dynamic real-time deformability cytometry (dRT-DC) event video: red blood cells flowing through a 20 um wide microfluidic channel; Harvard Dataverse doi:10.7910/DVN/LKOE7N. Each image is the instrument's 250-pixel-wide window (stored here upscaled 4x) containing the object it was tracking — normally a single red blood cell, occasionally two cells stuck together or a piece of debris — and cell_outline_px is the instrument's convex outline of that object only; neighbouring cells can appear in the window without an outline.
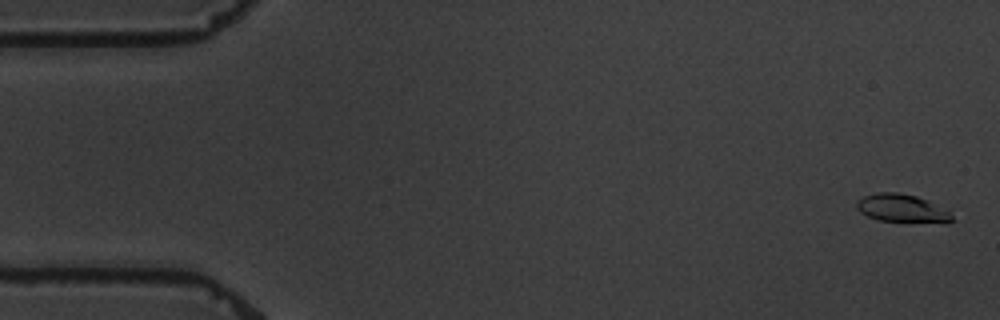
{"species": "common noctule bat (a hibernating species)", "species_latin": "Nyctalus noctula", "temperature_condition": "warm", "stored_images_in_passage": 7, "camera_frame_rate_fps": 3000, "um_per_image_px": 0.085, "animal": {"sex": "male", "body_mass_g": 19.5, "forearm_length_mm": 54.6}, "frame": {"image": 1, "passage_image": 1, "time_ms": 0.0, "image_size_px": [1000, 320], "cell_outline_px": [[956, 220], [948, 224], [944, 224], [880, 220], [868, 216], [860, 212], [856, 208], [856, 200], [864, 196], [876, 192], [896, 192], [916, 196], [948, 212]], "centroid_in_image_um": [76.66, 17.73], "position_along_channel_um": 8.3, "area_um2": 15.61}}
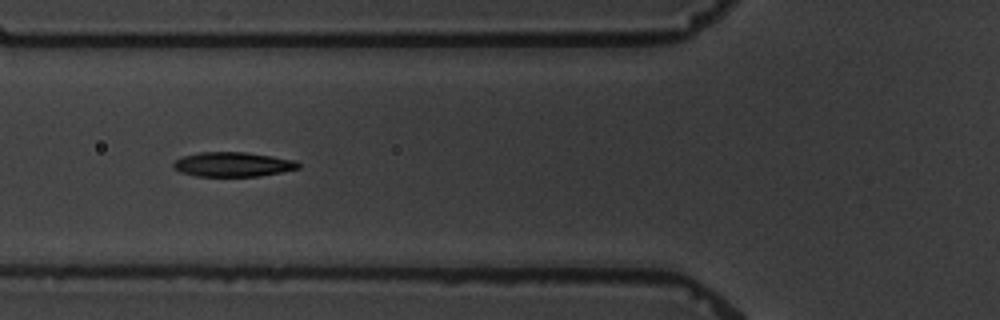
{"frame": {"image": 2, "passage_image": 6, "time_ms": 6.667, "image_size_px": [1000, 320], "cell_outline_px": [[300, 168], [260, 176], [196, 176], [180, 172], [172, 168], [172, 164], [180, 156], [200, 152], [244, 152], [272, 156], [296, 160], [300, 164]], "centroid_in_image_um": [19.76, 13.97], "position_along_channel_um": 106.0, "area_um2": 17.98}}
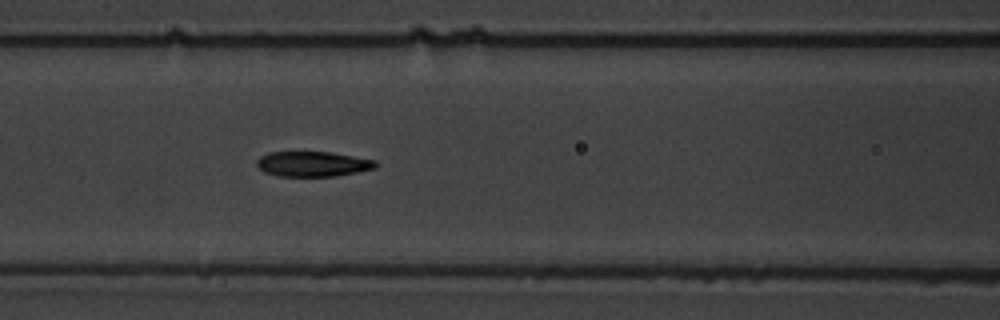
{"frame": {"image": 3, "passage_image": 7, "time_ms": 7.667, "image_size_px": [1000, 320], "cell_outline_px": [[376, 168], [336, 176], [276, 176], [264, 172], [256, 164], [256, 160], [260, 156], [268, 152], [332, 152], [376, 160]], "centroid_in_image_um": [26.56, 13.93], "position_along_channel_um": 140.0, "area_um2": 17.46}}